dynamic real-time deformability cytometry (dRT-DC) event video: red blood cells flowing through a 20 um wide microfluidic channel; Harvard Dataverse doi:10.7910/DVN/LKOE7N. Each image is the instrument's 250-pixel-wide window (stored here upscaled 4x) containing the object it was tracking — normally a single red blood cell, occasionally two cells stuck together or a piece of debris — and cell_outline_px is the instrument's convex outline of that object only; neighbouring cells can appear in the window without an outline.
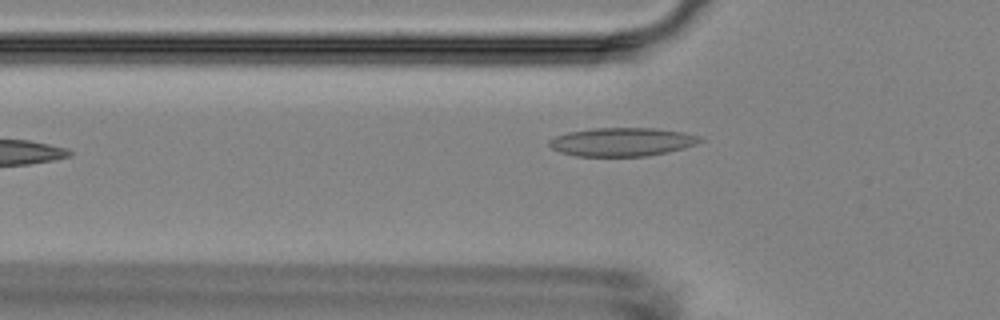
{"species": "Egyptian fruit bat (a non-hibernating species)", "species_latin": "Rousettus aegyptiacus", "temperature_condition": "room temperature", "stored_images_in_passage": 6, "camera_frame_rate_fps": 3000, "um_per_image_px": 0.085, "animal": {"sex": "female"}, "frame": {"image": 1, "passage_image": 6, "time_ms": 6.0, "image_size_px": [1000, 320], "cell_outline_px": [[704, 140], [696, 144], [684, 148], [668, 152], [648, 156], [576, 156], [560, 152], [552, 148], [548, 144], [548, 140], [556, 136], [568, 132], [592, 128], [652, 128], [684, 132], [700, 136]], "centroid_in_image_um": [52.88, 12.06], "position_along_channel_um": 72.9, "area_um2": 25.14}}